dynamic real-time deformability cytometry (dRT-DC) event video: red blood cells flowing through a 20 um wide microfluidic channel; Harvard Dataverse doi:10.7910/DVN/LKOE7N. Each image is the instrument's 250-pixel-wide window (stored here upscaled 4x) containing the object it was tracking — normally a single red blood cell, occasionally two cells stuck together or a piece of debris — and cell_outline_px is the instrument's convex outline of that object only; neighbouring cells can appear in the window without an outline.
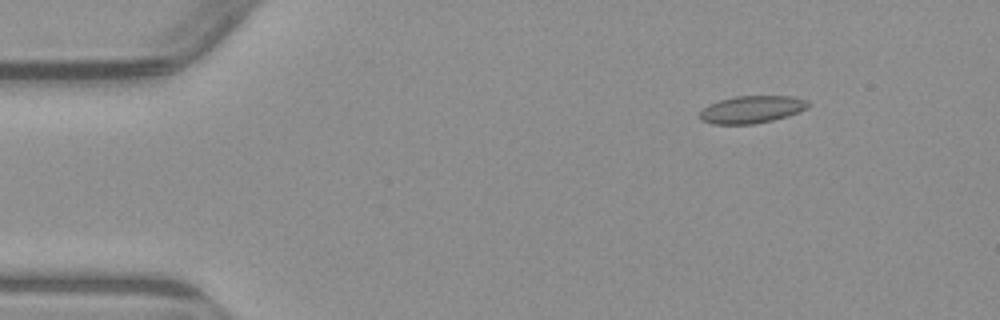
{"species": "common noctule bat (a hibernating species)", "species_latin": "Nyctalus noctula", "temperature_condition": "warm", "stored_images_in_passage": 4, "camera_frame_rate_fps": 3000, "um_per_image_px": 0.085, "animal": {"sex": "male", "body_mass_g": 23.1, "forearm_length_mm": 52.7}, "frame": {"image": 1, "passage_image": 2, "time_ms": 1.333, "image_size_px": [1000, 320], "cell_outline_px": [[808, 108], [788, 116], [772, 120], [752, 124], [712, 124], [700, 120], [700, 112], [708, 104], [720, 100], [736, 96], [792, 96], [808, 100]], "centroid_in_image_um": [63.89, 9.3], "position_along_channel_um": 21.1, "area_um2": 17.28}}